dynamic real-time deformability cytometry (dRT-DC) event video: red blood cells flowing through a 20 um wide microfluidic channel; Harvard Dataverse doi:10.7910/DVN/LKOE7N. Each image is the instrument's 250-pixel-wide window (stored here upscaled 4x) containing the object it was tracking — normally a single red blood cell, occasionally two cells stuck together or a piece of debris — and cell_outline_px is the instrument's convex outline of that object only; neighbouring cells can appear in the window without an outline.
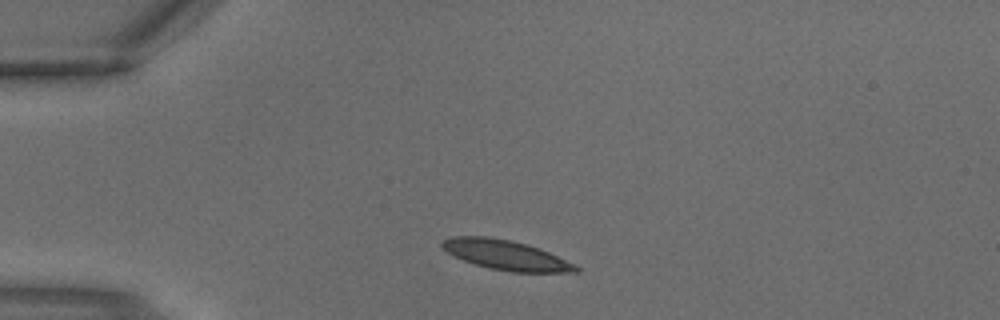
{"species": "common noctule bat (a hibernating species)", "species_latin": "Nyctalus noctula", "temperature_condition": "warm", "stored_images_in_passage": 2, "camera_frame_rate_fps": 3000, "um_per_image_px": 0.085, "animal": {"sex": "male", "body_mass_g": 18.8}, "frame": {"image": 1, "passage_image": 1, "time_ms": 0.0, "image_size_px": [1000, 320], "cell_outline_px": [[580, 272], [512, 272], [488, 268], [464, 260], [448, 252], [440, 244], [444, 240], [452, 236], [484, 236], [512, 240], [540, 248], [576, 264], [580, 268]], "centroid_in_image_um": [43.05, 21.68], "position_along_channel_um": 41.9, "area_um2": 23.06}}
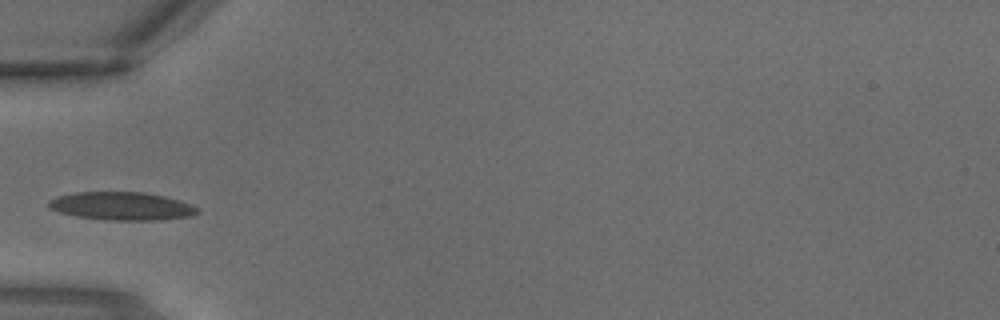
{"frame": {"image": 2, "passage_image": 2, "time_ms": 0.333, "image_size_px": [1000, 320], "cell_outline_px": [[200, 212], [192, 216], [160, 220], [104, 220], [76, 216], [60, 212], [48, 208], [48, 200], [56, 196], [76, 192], [144, 192], [164, 196], [180, 200], [192, 204], [200, 208]], "centroid_in_image_um": [10.37, 17.52], "position_along_channel_um": 74.6, "area_um2": 24.68}}